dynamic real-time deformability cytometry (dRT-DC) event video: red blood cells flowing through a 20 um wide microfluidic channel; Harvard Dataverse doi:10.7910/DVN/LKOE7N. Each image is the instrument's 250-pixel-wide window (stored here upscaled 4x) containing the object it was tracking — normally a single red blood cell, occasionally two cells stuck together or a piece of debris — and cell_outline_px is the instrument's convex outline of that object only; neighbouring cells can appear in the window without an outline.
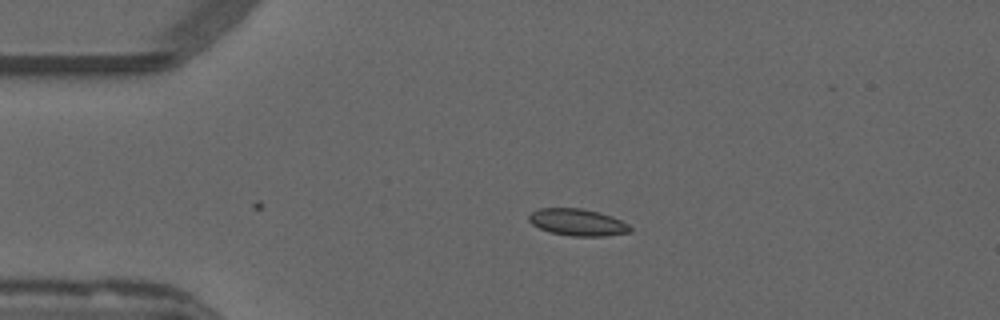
{"species": "common noctule bat (a hibernating species)", "species_latin": "Nyctalus noctula", "temperature_condition": "warm", "stored_images_in_passage": 40, "camera_frame_rate_fps": 3000, "um_per_image_px": 0.085, "animal": {"sex": "male", "forearm_length_mm": 52.5}, "frame": {"image": 1, "passage_image": 1, "time_ms": 0.0, "image_size_px": [1000, 320], "cell_outline_px": [[632, 232], [604, 236], [572, 236], [548, 232], [532, 224], [528, 220], [528, 216], [532, 212], [540, 208], [580, 208], [600, 212], [612, 216], [628, 224], [632, 228]], "centroid_in_image_um": [49.1, 18.9], "position_along_channel_um": 35.9, "area_um2": 15.95}}
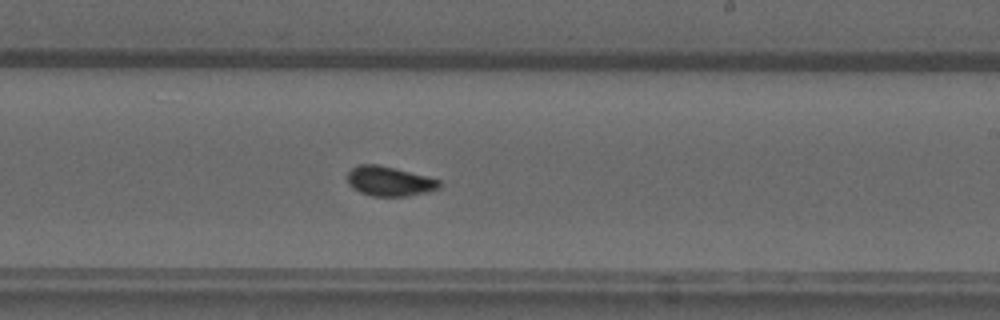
{"frame": {"image": 2, "passage_image": 21, "time_ms": 6.667, "image_size_px": [1000, 320], "cell_outline_px": [[440, 188], [424, 192], [404, 196], [372, 196], [360, 192], [352, 188], [348, 184], [348, 172], [352, 168], [360, 164], [380, 164], [428, 176], [440, 180]], "centroid_in_image_um": [33.08, 15.39], "position_along_channel_um": 255.9, "area_um2": 15.9}}
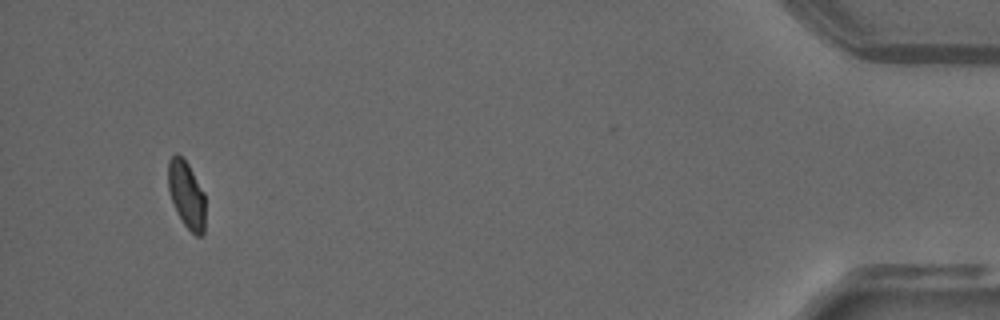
{"frame": {"image": 3, "passage_image": 40, "time_ms": 13.0, "image_size_px": [1000, 320], "cell_outline_px": [[204, 232], [200, 236], [196, 236], [184, 224], [172, 200], [168, 188], [168, 160], [176, 152], [188, 164], [204, 192]], "centroid_in_image_um": [15.85, 16.52], "position_along_channel_um": 419.4, "area_um2": 14.22}, "authors_computed_cell_mechanics": {"area_um2": 15.5193, "velocity_mm_per_s": 3.8359, "shape_relaxation_time_tau1_ms": 8.5402, "shape_relaxation_time_tau2_ms": null, "deformation_change_tau1": 0.1711, "deformation_change_tau2": null}}